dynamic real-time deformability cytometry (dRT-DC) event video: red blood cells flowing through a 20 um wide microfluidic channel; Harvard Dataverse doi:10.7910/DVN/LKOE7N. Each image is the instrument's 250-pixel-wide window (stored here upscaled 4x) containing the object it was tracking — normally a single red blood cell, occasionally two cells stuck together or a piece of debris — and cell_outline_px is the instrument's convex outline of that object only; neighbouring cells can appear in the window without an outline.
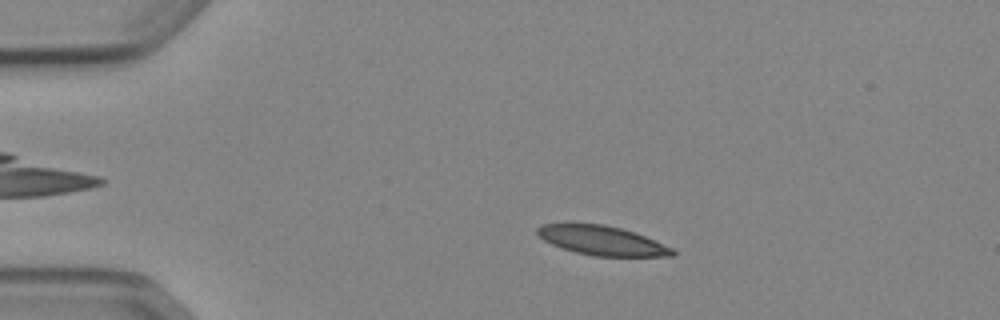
{"species": "Egyptian fruit bat (a non-hibernating species)", "species_latin": "Rousettus aegyptiacus", "temperature_condition": "cold", "stored_images_in_passage": 52, "camera_frame_rate_fps": 3000, "um_per_image_px": 0.085, "animal": {"sex": "female"}, "frame": {"image": 1, "passage_image": 10, "time_ms": 3.0, "image_size_px": [1000, 320], "cell_outline_px": [[676, 256], [596, 256], [576, 252], [552, 244], [544, 240], [536, 232], [536, 228], [540, 224], [604, 224], [636, 232], [672, 248], [676, 252]], "centroid_in_image_um": [51.19, 20.44], "position_along_channel_um": 33.8, "area_um2": 22.83}}
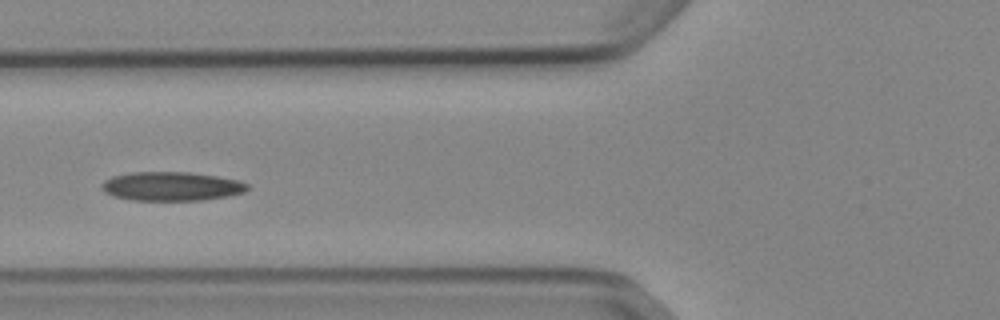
{"frame": {"image": 2, "passage_image": 20, "time_ms": 6.333, "image_size_px": [1000, 320], "cell_outline_px": [[248, 188], [244, 192], [228, 196], [204, 200], [132, 200], [112, 196], [104, 192], [100, 188], [100, 184], [104, 180], [112, 176], [132, 172], [188, 172], [216, 176], [236, 180], [248, 184]], "centroid_in_image_um": [14.52, 15.84], "position_along_channel_um": 111.3, "area_um2": 24.62}}
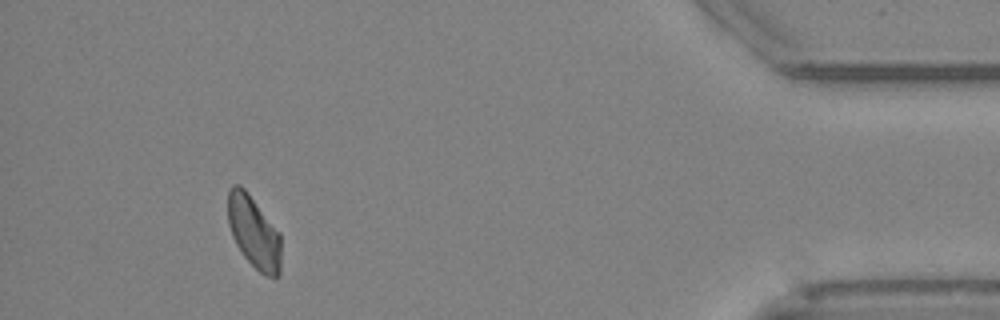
{"frame": {"image": 3, "passage_image": 48, "time_ms": 15.667, "image_size_px": [1000, 320], "cell_outline_px": [[280, 276], [264, 276], [244, 256], [236, 244], [232, 236], [228, 224], [228, 192], [232, 184], [240, 184], [248, 192], [280, 232]], "centroid_in_image_um": [21.57, 19.71], "position_along_channel_um": 413.6, "area_um2": 22.43}, "authors_computed_cell_mechanics": {"area_um2": 23.409, "velocity_mm_per_s": 3.851, "shape_relaxation_time_tau1_ms": null, "shape_relaxation_time_tau2_ms": 6.8667, "deformation_change_tau1": null, "deformation_change_tau2": 0.1328}}